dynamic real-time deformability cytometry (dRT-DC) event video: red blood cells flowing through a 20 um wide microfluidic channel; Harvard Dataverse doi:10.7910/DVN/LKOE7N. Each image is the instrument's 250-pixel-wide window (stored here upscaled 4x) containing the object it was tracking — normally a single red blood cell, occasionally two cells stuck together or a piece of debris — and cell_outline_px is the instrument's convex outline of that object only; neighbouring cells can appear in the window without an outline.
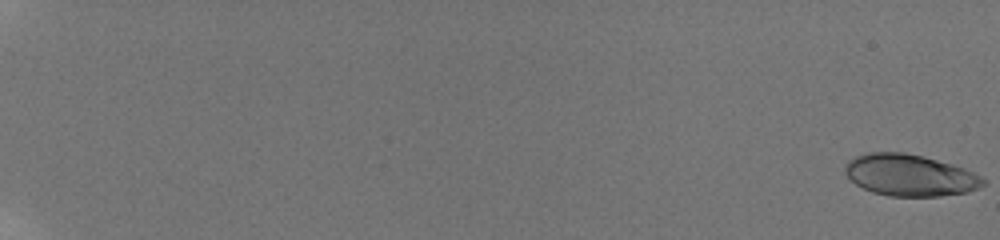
{"species": "human", "species_latin": "Homo sapiens", "temperature_condition": "room temperature", "stored_images_in_passage": 59, "camera_frame_rate_fps": 3000, "um_per_image_px": 0.085, "donor": {"sex": "male"}, "frame": {"image": 1, "passage_image": 1, "time_ms": 0.0, "image_size_px": [1000, 240], "cell_outline_px": [[984, 184], [968, 192], [940, 196], [888, 196], [872, 192], [856, 184], [844, 172], [844, 164], [848, 160], [856, 156], [868, 152], [904, 152], [924, 156], [952, 164], [964, 168], [980, 176], [984, 180]], "centroid_in_image_um": [77.3, 14.88], "position_along_channel_um": 7.7, "area_um2": 33.47}}
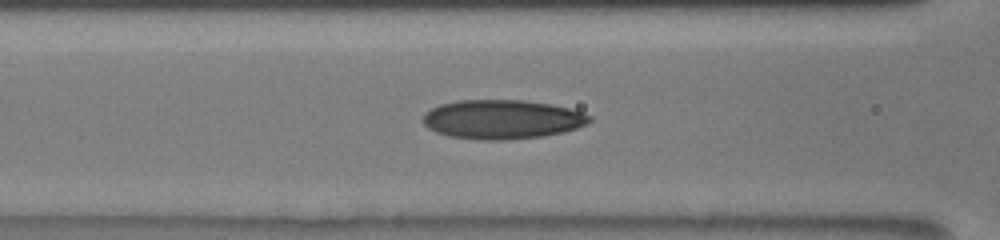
{"frame": {"image": 2, "passage_image": 30, "time_ms": 9.667, "image_size_px": [1000, 240], "cell_outline_px": [[592, 120], [588, 124], [564, 132], [544, 136], [504, 140], [480, 140], [448, 136], [436, 132], [428, 128], [424, 124], [424, 112], [440, 104], [460, 100], [524, 100], [552, 104], [568, 108], [592, 116]], "centroid_in_image_um": [42.69, 10.15], "position_along_channel_um": 123.9, "area_um2": 38.15}}
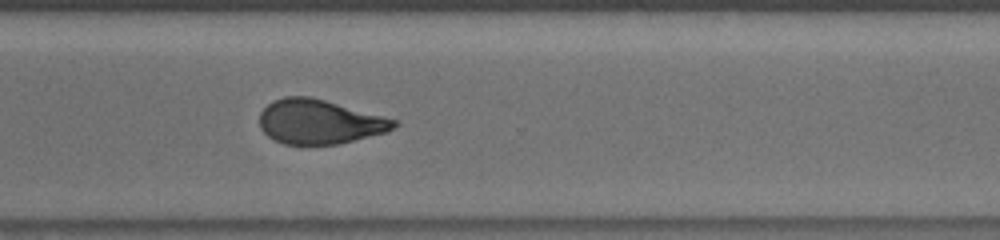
{"frame": {"image": 3, "passage_image": 47, "time_ms": 15.333, "image_size_px": [1000, 240], "cell_outline_px": [[400, 124], [396, 128], [384, 132], [340, 144], [284, 144], [268, 136], [260, 128], [260, 112], [272, 100], [284, 96], [308, 96], [324, 100], [384, 116], [396, 120]], "centroid_in_image_um": [27.15, 10.34], "position_along_channel_um": 343.5, "area_um2": 34.62}, "authors_computed_cell_mechanics": {"area_um2": 35.0268, "velocity_mm_per_s": 3.8807, "shape_relaxation_time_tau1_ms": 8.8027, "shape_relaxation_time_tau2_ms": 1.8016, "deformation_change_tau1": 0.2298, "deformation_change_tau2": 0.0854}}